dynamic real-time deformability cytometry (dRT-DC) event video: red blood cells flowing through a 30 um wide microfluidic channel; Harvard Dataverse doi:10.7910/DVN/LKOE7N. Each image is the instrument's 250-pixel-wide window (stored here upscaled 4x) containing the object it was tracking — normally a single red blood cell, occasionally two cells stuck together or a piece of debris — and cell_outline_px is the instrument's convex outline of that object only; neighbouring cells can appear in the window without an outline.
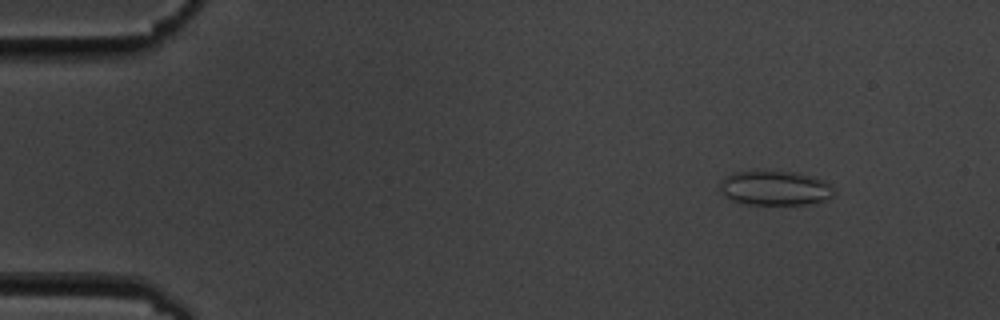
{"species": "common noctule bat (a hibernating species)", "species_latin": "Nyctalus noctula", "temperature_condition": "cold", "stored_images_in_passage": 5, "camera_frame_rate_fps": 3000, "um_per_image_px": 0.085, "animal": {"sex": "male", "body_mass_g": 19.5, "forearm_length_mm": 54.6}, "frame": {"image": 1, "passage_image": 2, "time_ms": 1.0, "image_size_px": [1000, 320], "cell_outline_px": [[836, 192], [828, 200], [808, 204], [744, 204], [732, 200], [720, 192], [720, 184], [728, 176], [736, 172], [796, 172], [816, 176], [832, 184]], "centroid_in_image_um": [65.98, 16.0], "position_along_channel_um": 19.0, "area_um2": 22.95}}
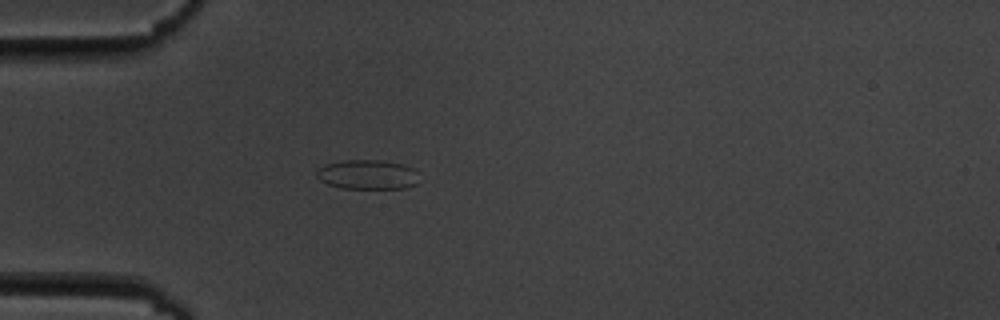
{"frame": {"image": 2, "passage_image": 5, "time_ms": 4.333, "image_size_px": [1000, 320], "cell_outline_px": [[416, 184], [404, 188], [340, 188], [328, 184], [320, 180], [316, 176], [316, 172], [324, 164], [344, 160], [380, 160], [404, 164], [416, 168]], "centroid_in_image_um": [31.23, 14.83], "position_along_channel_um": 53.8, "area_um2": 17.63}}